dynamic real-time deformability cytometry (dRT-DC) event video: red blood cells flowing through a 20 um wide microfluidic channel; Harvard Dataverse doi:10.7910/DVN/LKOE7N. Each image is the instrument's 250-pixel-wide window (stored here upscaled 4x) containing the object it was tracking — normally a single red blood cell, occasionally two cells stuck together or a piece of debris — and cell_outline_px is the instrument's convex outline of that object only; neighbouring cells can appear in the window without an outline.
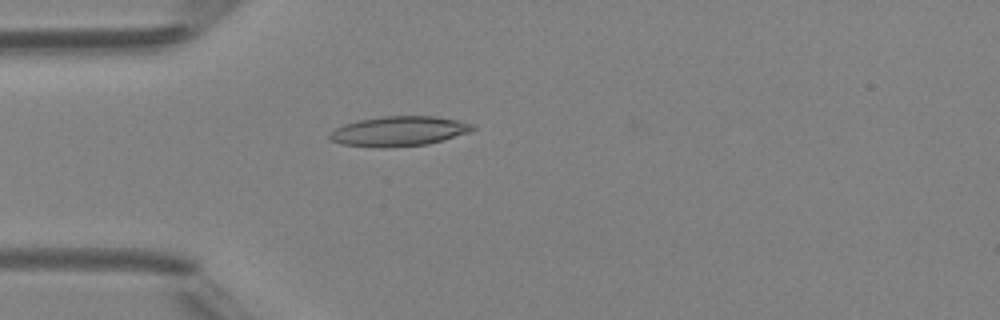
{"species": "Egyptian fruit bat (a non-hibernating species)", "species_latin": "Rousettus aegyptiacus", "temperature_condition": "room temperature", "stored_images_in_passage": 4, "camera_frame_rate_fps": 3000, "um_per_image_px": 0.085, "animal": {"sex": "female"}, "frame": {"image": 1, "passage_image": 4, "time_ms": 3.667, "image_size_px": [1000, 320], "cell_outline_px": [[476, 128], [468, 132], [444, 140], [428, 144], [384, 148], [340, 144], [328, 140], [328, 132], [344, 124], [360, 120], [384, 116], [436, 116], [460, 120], [472, 124]], "centroid_in_image_um": [33.88, 11.15], "position_along_channel_um": 51.1, "area_um2": 25.03}}